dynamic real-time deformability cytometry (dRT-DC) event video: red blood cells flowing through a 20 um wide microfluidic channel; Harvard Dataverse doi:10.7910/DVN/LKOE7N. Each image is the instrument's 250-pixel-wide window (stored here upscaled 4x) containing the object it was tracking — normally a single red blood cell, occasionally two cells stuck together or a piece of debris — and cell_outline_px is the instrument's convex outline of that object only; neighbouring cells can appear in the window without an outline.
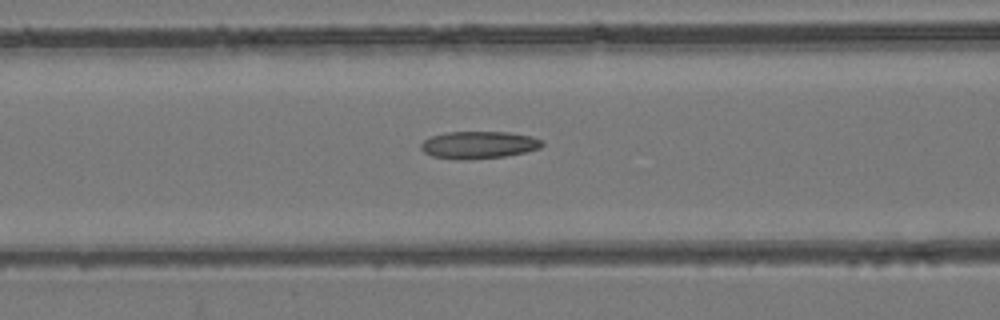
{"species": "common noctule bat (a hibernating species)", "species_latin": "Nyctalus noctula", "temperature_condition": "room temperature", "stored_images_in_passage": 53, "camera_frame_rate_fps": 3000, "um_per_image_px": 0.085, "animal": {"sex": "female", "body_mass_g": 24.6, "forearm_length_mm": 56.2}, "frame": {"image": 1, "passage_image": 22, "time_ms": 7.0, "image_size_px": [1000, 320], "cell_outline_px": [[544, 144], [540, 148], [524, 152], [504, 156], [460, 160], [432, 156], [424, 152], [420, 148], [420, 144], [424, 140], [432, 136], [448, 132], [508, 132], [532, 136], [540, 140]], "centroid_in_image_um": [40.67, 12.31], "position_along_channel_um": 125.9, "area_um2": 19.13}}
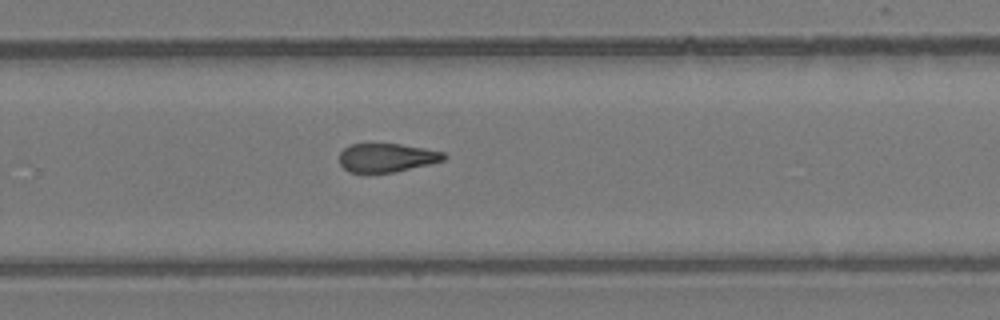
{"frame": {"image": 2, "passage_image": 35, "time_ms": 11.333, "image_size_px": [1000, 320], "cell_outline_px": [[448, 156], [444, 160], [428, 164], [392, 172], [348, 172], [340, 164], [340, 152], [348, 144], [400, 144], [424, 148], [444, 152]], "centroid_in_image_um": [32.86, 13.39], "position_along_channel_um": 296.9, "area_um2": 17.28}}
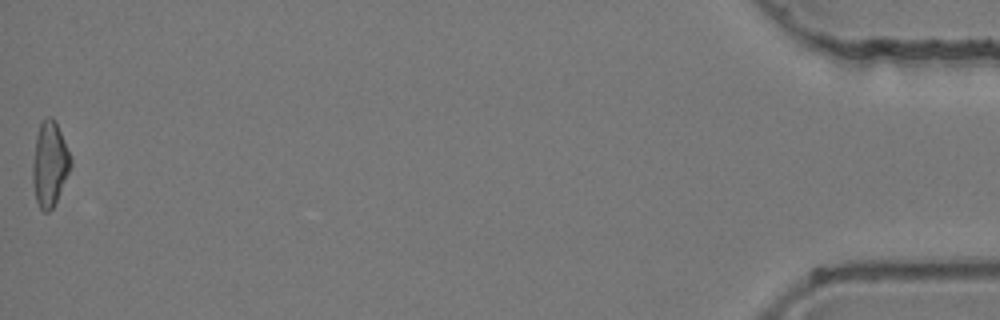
{"frame": {"image": 3, "passage_image": 53, "time_ms": 17.333, "image_size_px": [1000, 320], "cell_outline_px": [[72, 164], [56, 200], [52, 208], [48, 212], [44, 212], [40, 208], [36, 200], [32, 180], [32, 164], [36, 136], [40, 124], [48, 116], [52, 116], [56, 120], [72, 156]], "centroid_in_image_um": [4.23, 13.9], "position_along_channel_um": 431.0, "area_um2": 18.84}, "authors_computed_cell_mechanics": {"area_um2": 18.8428, "velocity_mm_per_s": 3.9555, "shape_relaxation_time_tau1_ms": null, "shape_relaxation_time_tau2_ms": 3.5102, "deformation_change_tau1": null, "deformation_change_tau2": 0.1294}}